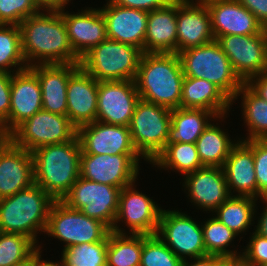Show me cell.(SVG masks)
<instances>
[{"label": "cell", "mask_w": 267, "mask_h": 266, "mask_svg": "<svg viewBox=\"0 0 267 266\" xmlns=\"http://www.w3.org/2000/svg\"><path fill=\"white\" fill-rule=\"evenodd\" d=\"M257 199L267 196V139H253Z\"/></svg>", "instance_id": "cell-41"}, {"label": "cell", "mask_w": 267, "mask_h": 266, "mask_svg": "<svg viewBox=\"0 0 267 266\" xmlns=\"http://www.w3.org/2000/svg\"><path fill=\"white\" fill-rule=\"evenodd\" d=\"M22 52L27 66L79 64L59 9H41L19 24Z\"/></svg>", "instance_id": "cell-1"}, {"label": "cell", "mask_w": 267, "mask_h": 266, "mask_svg": "<svg viewBox=\"0 0 267 266\" xmlns=\"http://www.w3.org/2000/svg\"><path fill=\"white\" fill-rule=\"evenodd\" d=\"M206 220L203 222L204 224L201 222V226L207 255L224 258L240 257L243 250H235L234 245H230L234 242L236 236L238 238V235L213 215ZM230 246H233L234 249H228Z\"/></svg>", "instance_id": "cell-35"}, {"label": "cell", "mask_w": 267, "mask_h": 266, "mask_svg": "<svg viewBox=\"0 0 267 266\" xmlns=\"http://www.w3.org/2000/svg\"><path fill=\"white\" fill-rule=\"evenodd\" d=\"M229 116L217 117L213 112L204 109L176 108L171 112V125L169 127L166 144L196 143L203 131L211 122H223ZM221 120V121H220Z\"/></svg>", "instance_id": "cell-29"}, {"label": "cell", "mask_w": 267, "mask_h": 266, "mask_svg": "<svg viewBox=\"0 0 267 266\" xmlns=\"http://www.w3.org/2000/svg\"><path fill=\"white\" fill-rule=\"evenodd\" d=\"M41 9H59L71 0H34Z\"/></svg>", "instance_id": "cell-50"}, {"label": "cell", "mask_w": 267, "mask_h": 266, "mask_svg": "<svg viewBox=\"0 0 267 266\" xmlns=\"http://www.w3.org/2000/svg\"><path fill=\"white\" fill-rule=\"evenodd\" d=\"M81 152L78 136L32 151L34 183L54 200H62L80 177Z\"/></svg>", "instance_id": "cell-3"}, {"label": "cell", "mask_w": 267, "mask_h": 266, "mask_svg": "<svg viewBox=\"0 0 267 266\" xmlns=\"http://www.w3.org/2000/svg\"><path fill=\"white\" fill-rule=\"evenodd\" d=\"M77 128L67 115L40 110L24 120L10 134L9 139L27 151H34L46 145L60 144L73 140Z\"/></svg>", "instance_id": "cell-9"}, {"label": "cell", "mask_w": 267, "mask_h": 266, "mask_svg": "<svg viewBox=\"0 0 267 266\" xmlns=\"http://www.w3.org/2000/svg\"><path fill=\"white\" fill-rule=\"evenodd\" d=\"M179 258L159 237L142 235V253L140 266H181Z\"/></svg>", "instance_id": "cell-39"}, {"label": "cell", "mask_w": 267, "mask_h": 266, "mask_svg": "<svg viewBox=\"0 0 267 266\" xmlns=\"http://www.w3.org/2000/svg\"><path fill=\"white\" fill-rule=\"evenodd\" d=\"M42 249L39 244V248L29 258L13 266H39L44 261L41 257Z\"/></svg>", "instance_id": "cell-49"}, {"label": "cell", "mask_w": 267, "mask_h": 266, "mask_svg": "<svg viewBox=\"0 0 267 266\" xmlns=\"http://www.w3.org/2000/svg\"><path fill=\"white\" fill-rule=\"evenodd\" d=\"M100 7L106 23L107 38L136 46L144 53V41L147 30L148 12L116 5L106 0Z\"/></svg>", "instance_id": "cell-19"}, {"label": "cell", "mask_w": 267, "mask_h": 266, "mask_svg": "<svg viewBox=\"0 0 267 266\" xmlns=\"http://www.w3.org/2000/svg\"><path fill=\"white\" fill-rule=\"evenodd\" d=\"M224 259L221 256L206 255L199 258L185 259L181 266H220Z\"/></svg>", "instance_id": "cell-47"}, {"label": "cell", "mask_w": 267, "mask_h": 266, "mask_svg": "<svg viewBox=\"0 0 267 266\" xmlns=\"http://www.w3.org/2000/svg\"><path fill=\"white\" fill-rule=\"evenodd\" d=\"M196 2H201V3H206L208 1H211V0H195Z\"/></svg>", "instance_id": "cell-54"}, {"label": "cell", "mask_w": 267, "mask_h": 266, "mask_svg": "<svg viewBox=\"0 0 267 266\" xmlns=\"http://www.w3.org/2000/svg\"><path fill=\"white\" fill-rule=\"evenodd\" d=\"M120 191L119 187L92 182L80 176L61 201L112 230Z\"/></svg>", "instance_id": "cell-10"}, {"label": "cell", "mask_w": 267, "mask_h": 266, "mask_svg": "<svg viewBox=\"0 0 267 266\" xmlns=\"http://www.w3.org/2000/svg\"><path fill=\"white\" fill-rule=\"evenodd\" d=\"M206 7L215 40L225 35H255L265 30L254 14L237 0H211L206 2Z\"/></svg>", "instance_id": "cell-20"}, {"label": "cell", "mask_w": 267, "mask_h": 266, "mask_svg": "<svg viewBox=\"0 0 267 266\" xmlns=\"http://www.w3.org/2000/svg\"><path fill=\"white\" fill-rule=\"evenodd\" d=\"M229 58L234 72L243 83L266 73L267 34L225 35L216 40Z\"/></svg>", "instance_id": "cell-14"}, {"label": "cell", "mask_w": 267, "mask_h": 266, "mask_svg": "<svg viewBox=\"0 0 267 266\" xmlns=\"http://www.w3.org/2000/svg\"><path fill=\"white\" fill-rule=\"evenodd\" d=\"M218 124L211 122L195 143L203 166L223 168L232 147L238 142Z\"/></svg>", "instance_id": "cell-32"}, {"label": "cell", "mask_w": 267, "mask_h": 266, "mask_svg": "<svg viewBox=\"0 0 267 266\" xmlns=\"http://www.w3.org/2000/svg\"><path fill=\"white\" fill-rule=\"evenodd\" d=\"M9 140V134L5 131V129L0 126V149L4 146V144Z\"/></svg>", "instance_id": "cell-52"}, {"label": "cell", "mask_w": 267, "mask_h": 266, "mask_svg": "<svg viewBox=\"0 0 267 266\" xmlns=\"http://www.w3.org/2000/svg\"><path fill=\"white\" fill-rule=\"evenodd\" d=\"M238 139L223 166L228 189L231 196H250L257 199L253 140Z\"/></svg>", "instance_id": "cell-25"}, {"label": "cell", "mask_w": 267, "mask_h": 266, "mask_svg": "<svg viewBox=\"0 0 267 266\" xmlns=\"http://www.w3.org/2000/svg\"><path fill=\"white\" fill-rule=\"evenodd\" d=\"M26 68L19 25L0 24V72L13 74Z\"/></svg>", "instance_id": "cell-36"}, {"label": "cell", "mask_w": 267, "mask_h": 266, "mask_svg": "<svg viewBox=\"0 0 267 266\" xmlns=\"http://www.w3.org/2000/svg\"><path fill=\"white\" fill-rule=\"evenodd\" d=\"M220 266H249L244 259L240 257L225 258Z\"/></svg>", "instance_id": "cell-51"}, {"label": "cell", "mask_w": 267, "mask_h": 266, "mask_svg": "<svg viewBox=\"0 0 267 266\" xmlns=\"http://www.w3.org/2000/svg\"><path fill=\"white\" fill-rule=\"evenodd\" d=\"M257 95L267 101V73L252 77L246 83Z\"/></svg>", "instance_id": "cell-46"}, {"label": "cell", "mask_w": 267, "mask_h": 266, "mask_svg": "<svg viewBox=\"0 0 267 266\" xmlns=\"http://www.w3.org/2000/svg\"><path fill=\"white\" fill-rule=\"evenodd\" d=\"M143 51L106 39L80 58L79 66L97 81H134Z\"/></svg>", "instance_id": "cell-6"}, {"label": "cell", "mask_w": 267, "mask_h": 266, "mask_svg": "<svg viewBox=\"0 0 267 266\" xmlns=\"http://www.w3.org/2000/svg\"><path fill=\"white\" fill-rule=\"evenodd\" d=\"M183 81L178 54H142L134 80L140 99L171 110L180 108Z\"/></svg>", "instance_id": "cell-2"}, {"label": "cell", "mask_w": 267, "mask_h": 266, "mask_svg": "<svg viewBox=\"0 0 267 266\" xmlns=\"http://www.w3.org/2000/svg\"><path fill=\"white\" fill-rule=\"evenodd\" d=\"M258 199L250 196H230L211 215L237 235H246L258 216ZM257 209V210H256ZM216 213V214H215Z\"/></svg>", "instance_id": "cell-30"}, {"label": "cell", "mask_w": 267, "mask_h": 266, "mask_svg": "<svg viewBox=\"0 0 267 266\" xmlns=\"http://www.w3.org/2000/svg\"><path fill=\"white\" fill-rule=\"evenodd\" d=\"M250 12L265 28L267 26V0H237Z\"/></svg>", "instance_id": "cell-45"}, {"label": "cell", "mask_w": 267, "mask_h": 266, "mask_svg": "<svg viewBox=\"0 0 267 266\" xmlns=\"http://www.w3.org/2000/svg\"><path fill=\"white\" fill-rule=\"evenodd\" d=\"M177 0L148 12L144 53L177 54Z\"/></svg>", "instance_id": "cell-27"}, {"label": "cell", "mask_w": 267, "mask_h": 266, "mask_svg": "<svg viewBox=\"0 0 267 266\" xmlns=\"http://www.w3.org/2000/svg\"><path fill=\"white\" fill-rule=\"evenodd\" d=\"M110 229L99 220L90 218L80 210L72 209L61 200L51 206L46 233L64 243V248L103 241Z\"/></svg>", "instance_id": "cell-8"}, {"label": "cell", "mask_w": 267, "mask_h": 266, "mask_svg": "<svg viewBox=\"0 0 267 266\" xmlns=\"http://www.w3.org/2000/svg\"><path fill=\"white\" fill-rule=\"evenodd\" d=\"M77 136L84 154H139L128 126L95 121L79 127Z\"/></svg>", "instance_id": "cell-18"}, {"label": "cell", "mask_w": 267, "mask_h": 266, "mask_svg": "<svg viewBox=\"0 0 267 266\" xmlns=\"http://www.w3.org/2000/svg\"><path fill=\"white\" fill-rule=\"evenodd\" d=\"M40 10L34 0H0V24L19 25Z\"/></svg>", "instance_id": "cell-40"}, {"label": "cell", "mask_w": 267, "mask_h": 266, "mask_svg": "<svg viewBox=\"0 0 267 266\" xmlns=\"http://www.w3.org/2000/svg\"><path fill=\"white\" fill-rule=\"evenodd\" d=\"M180 107L204 109L220 117L229 115L233 106L232 100L212 82L184 77Z\"/></svg>", "instance_id": "cell-28"}, {"label": "cell", "mask_w": 267, "mask_h": 266, "mask_svg": "<svg viewBox=\"0 0 267 266\" xmlns=\"http://www.w3.org/2000/svg\"><path fill=\"white\" fill-rule=\"evenodd\" d=\"M184 77L205 79L219 87L231 100L244 84L236 75L227 55L214 40L177 53Z\"/></svg>", "instance_id": "cell-5"}, {"label": "cell", "mask_w": 267, "mask_h": 266, "mask_svg": "<svg viewBox=\"0 0 267 266\" xmlns=\"http://www.w3.org/2000/svg\"><path fill=\"white\" fill-rule=\"evenodd\" d=\"M108 236L99 242L63 248L59 266H107ZM62 262V263H61Z\"/></svg>", "instance_id": "cell-37"}, {"label": "cell", "mask_w": 267, "mask_h": 266, "mask_svg": "<svg viewBox=\"0 0 267 266\" xmlns=\"http://www.w3.org/2000/svg\"><path fill=\"white\" fill-rule=\"evenodd\" d=\"M38 248L39 245L23 234L0 232V266L16 265Z\"/></svg>", "instance_id": "cell-38"}, {"label": "cell", "mask_w": 267, "mask_h": 266, "mask_svg": "<svg viewBox=\"0 0 267 266\" xmlns=\"http://www.w3.org/2000/svg\"><path fill=\"white\" fill-rule=\"evenodd\" d=\"M142 158L140 154L97 155L81 152L80 176L122 189L138 180Z\"/></svg>", "instance_id": "cell-13"}, {"label": "cell", "mask_w": 267, "mask_h": 266, "mask_svg": "<svg viewBox=\"0 0 267 266\" xmlns=\"http://www.w3.org/2000/svg\"><path fill=\"white\" fill-rule=\"evenodd\" d=\"M11 81V73L0 72V125L8 134Z\"/></svg>", "instance_id": "cell-43"}, {"label": "cell", "mask_w": 267, "mask_h": 266, "mask_svg": "<svg viewBox=\"0 0 267 266\" xmlns=\"http://www.w3.org/2000/svg\"><path fill=\"white\" fill-rule=\"evenodd\" d=\"M239 97V98H238ZM241 99L243 125H246L247 137L240 140L267 139V101L257 95L246 83L237 91L232 100Z\"/></svg>", "instance_id": "cell-31"}, {"label": "cell", "mask_w": 267, "mask_h": 266, "mask_svg": "<svg viewBox=\"0 0 267 266\" xmlns=\"http://www.w3.org/2000/svg\"><path fill=\"white\" fill-rule=\"evenodd\" d=\"M177 53L213 42L206 3L177 0Z\"/></svg>", "instance_id": "cell-21"}, {"label": "cell", "mask_w": 267, "mask_h": 266, "mask_svg": "<svg viewBox=\"0 0 267 266\" xmlns=\"http://www.w3.org/2000/svg\"><path fill=\"white\" fill-rule=\"evenodd\" d=\"M141 253L142 235L108 234L107 266H140Z\"/></svg>", "instance_id": "cell-34"}, {"label": "cell", "mask_w": 267, "mask_h": 266, "mask_svg": "<svg viewBox=\"0 0 267 266\" xmlns=\"http://www.w3.org/2000/svg\"><path fill=\"white\" fill-rule=\"evenodd\" d=\"M135 182L121 189L118 211L111 231L120 234L154 235L163 208L151 197L140 193ZM123 223L128 231L120 226ZM126 230V231H125Z\"/></svg>", "instance_id": "cell-11"}, {"label": "cell", "mask_w": 267, "mask_h": 266, "mask_svg": "<svg viewBox=\"0 0 267 266\" xmlns=\"http://www.w3.org/2000/svg\"><path fill=\"white\" fill-rule=\"evenodd\" d=\"M97 99L98 81L79 67L68 80L66 113L77 129L96 121Z\"/></svg>", "instance_id": "cell-23"}, {"label": "cell", "mask_w": 267, "mask_h": 266, "mask_svg": "<svg viewBox=\"0 0 267 266\" xmlns=\"http://www.w3.org/2000/svg\"><path fill=\"white\" fill-rule=\"evenodd\" d=\"M42 109V90L37 75L29 67L13 73L9 109V134L24 120Z\"/></svg>", "instance_id": "cell-24"}, {"label": "cell", "mask_w": 267, "mask_h": 266, "mask_svg": "<svg viewBox=\"0 0 267 266\" xmlns=\"http://www.w3.org/2000/svg\"><path fill=\"white\" fill-rule=\"evenodd\" d=\"M79 67V64H39L29 67L41 85L43 110L66 115L68 80Z\"/></svg>", "instance_id": "cell-26"}, {"label": "cell", "mask_w": 267, "mask_h": 266, "mask_svg": "<svg viewBox=\"0 0 267 266\" xmlns=\"http://www.w3.org/2000/svg\"><path fill=\"white\" fill-rule=\"evenodd\" d=\"M63 5L60 14L64 18L69 42L75 54L81 58L93 47L107 39L106 23L100 8L86 7L81 11H65Z\"/></svg>", "instance_id": "cell-17"}, {"label": "cell", "mask_w": 267, "mask_h": 266, "mask_svg": "<svg viewBox=\"0 0 267 266\" xmlns=\"http://www.w3.org/2000/svg\"><path fill=\"white\" fill-rule=\"evenodd\" d=\"M160 170L178 172L183 177L204 167L200 161L195 143L166 144L164 149L150 163Z\"/></svg>", "instance_id": "cell-33"}, {"label": "cell", "mask_w": 267, "mask_h": 266, "mask_svg": "<svg viewBox=\"0 0 267 266\" xmlns=\"http://www.w3.org/2000/svg\"><path fill=\"white\" fill-rule=\"evenodd\" d=\"M172 110L140 99L129 125L137 152L149 164L164 149L168 140Z\"/></svg>", "instance_id": "cell-7"}, {"label": "cell", "mask_w": 267, "mask_h": 266, "mask_svg": "<svg viewBox=\"0 0 267 266\" xmlns=\"http://www.w3.org/2000/svg\"><path fill=\"white\" fill-rule=\"evenodd\" d=\"M116 5L150 12L168 5L173 0H111Z\"/></svg>", "instance_id": "cell-44"}, {"label": "cell", "mask_w": 267, "mask_h": 266, "mask_svg": "<svg viewBox=\"0 0 267 266\" xmlns=\"http://www.w3.org/2000/svg\"><path fill=\"white\" fill-rule=\"evenodd\" d=\"M156 234L183 260L207 255L201 223L187 212L162 209Z\"/></svg>", "instance_id": "cell-12"}, {"label": "cell", "mask_w": 267, "mask_h": 266, "mask_svg": "<svg viewBox=\"0 0 267 266\" xmlns=\"http://www.w3.org/2000/svg\"><path fill=\"white\" fill-rule=\"evenodd\" d=\"M249 242L242 248L241 257L249 266H264L267 263V238L257 234L254 229L249 233Z\"/></svg>", "instance_id": "cell-42"}, {"label": "cell", "mask_w": 267, "mask_h": 266, "mask_svg": "<svg viewBox=\"0 0 267 266\" xmlns=\"http://www.w3.org/2000/svg\"><path fill=\"white\" fill-rule=\"evenodd\" d=\"M34 184L33 157L30 151L10 139L0 149V199Z\"/></svg>", "instance_id": "cell-22"}, {"label": "cell", "mask_w": 267, "mask_h": 266, "mask_svg": "<svg viewBox=\"0 0 267 266\" xmlns=\"http://www.w3.org/2000/svg\"><path fill=\"white\" fill-rule=\"evenodd\" d=\"M54 199L35 183L0 199V232L19 233L37 245V234L45 233Z\"/></svg>", "instance_id": "cell-4"}, {"label": "cell", "mask_w": 267, "mask_h": 266, "mask_svg": "<svg viewBox=\"0 0 267 266\" xmlns=\"http://www.w3.org/2000/svg\"><path fill=\"white\" fill-rule=\"evenodd\" d=\"M139 100L134 81H98L96 121L129 127Z\"/></svg>", "instance_id": "cell-15"}, {"label": "cell", "mask_w": 267, "mask_h": 266, "mask_svg": "<svg viewBox=\"0 0 267 266\" xmlns=\"http://www.w3.org/2000/svg\"><path fill=\"white\" fill-rule=\"evenodd\" d=\"M182 186L197 210L214 212L230 196L223 168L204 166L185 175ZM193 203V204H192Z\"/></svg>", "instance_id": "cell-16"}, {"label": "cell", "mask_w": 267, "mask_h": 266, "mask_svg": "<svg viewBox=\"0 0 267 266\" xmlns=\"http://www.w3.org/2000/svg\"><path fill=\"white\" fill-rule=\"evenodd\" d=\"M259 202L264 203L265 205L263 206V210L260 216H258L256 219H258L256 222L257 225H254V230L257 234L266 237L267 238V196H264L260 199Z\"/></svg>", "instance_id": "cell-48"}, {"label": "cell", "mask_w": 267, "mask_h": 266, "mask_svg": "<svg viewBox=\"0 0 267 266\" xmlns=\"http://www.w3.org/2000/svg\"><path fill=\"white\" fill-rule=\"evenodd\" d=\"M39 266H59L58 262L44 260Z\"/></svg>", "instance_id": "cell-53"}]
</instances>
